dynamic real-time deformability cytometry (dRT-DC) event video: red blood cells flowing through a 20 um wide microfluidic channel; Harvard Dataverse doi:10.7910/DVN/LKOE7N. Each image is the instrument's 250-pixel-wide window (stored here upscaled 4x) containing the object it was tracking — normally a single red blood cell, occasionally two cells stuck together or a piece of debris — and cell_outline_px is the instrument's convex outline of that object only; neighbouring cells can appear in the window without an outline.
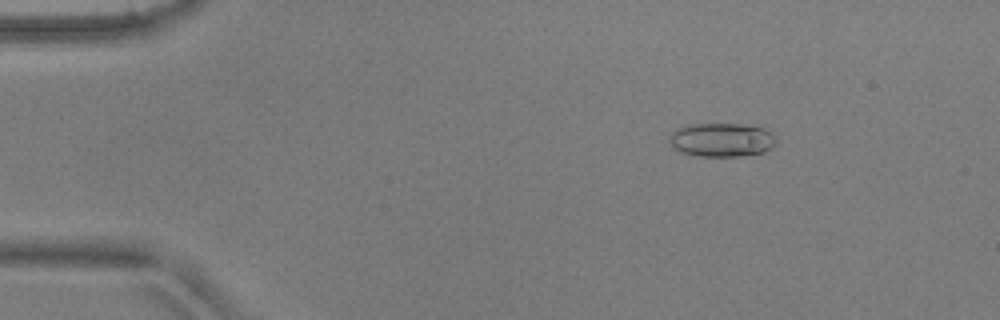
{"species": "common noctule bat (a hibernating species)", "species_latin": "Nyctalus noctula", "temperature_condition": "warm", "stored_images_in_passage": 4, "camera_frame_rate_fps": 3000, "um_per_image_px": 0.085, "animal": {"sex": "male", "body_mass_g": 17.9, "forearm_length_mm": 54.2}, "frame": {"image": 1, "passage_image": 2, "time_ms": 0.333, "image_size_px": [1000, 320], "cell_outline_px": [[776, 144], [772, 148], [764, 152], [740, 156], [696, 156], [680, 152], [668, 140], [672, 132], [676, 128], [692, 124], [760, 124], [772, 132], [776, 136]], "centroid_in_image_um": [61.42, 11.87], "position_along_channel_um": 23.6, "area_um2": 21.5}}